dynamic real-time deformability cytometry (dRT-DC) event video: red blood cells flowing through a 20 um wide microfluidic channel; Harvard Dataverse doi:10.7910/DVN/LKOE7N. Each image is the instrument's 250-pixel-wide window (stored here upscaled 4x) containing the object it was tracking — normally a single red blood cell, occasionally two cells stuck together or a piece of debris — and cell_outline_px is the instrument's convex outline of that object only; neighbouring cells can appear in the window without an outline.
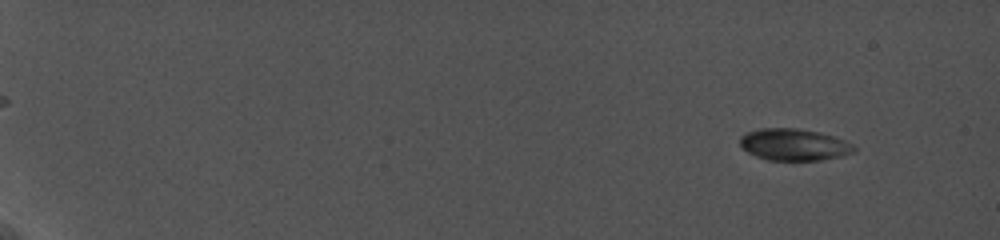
{"species": "common noctule bat (a hibernating species)", "species_latin": "Nyctalus noctula", "temperature_condition": "cold", "stored_images_in_passage": 37, "camera_frame_rate_fps": 5000, "um_per_image_px": 0.085, "animal": {"sex": "female", "body_mass_g": 19.0, "forearm_length_mm": 56.7}, "frame": {"image": 1, "passage_image": 3, "time_ms": 1.2, "image_size_px": [1000, 240], "cell_outline_px": [[856, 148], [852, 152], [844, 156], [820, 160], [768, 160], [756, 156], [748, 152], [740, 144], [740, 136], [744, 132], [760, 128], [796, 128], [820, 132], [844, 140], [852, 144]], "centroid_in_image_um": [67.47, 12.29], "position_along_channel_um": 17.5, "area_um2": 21.15}}
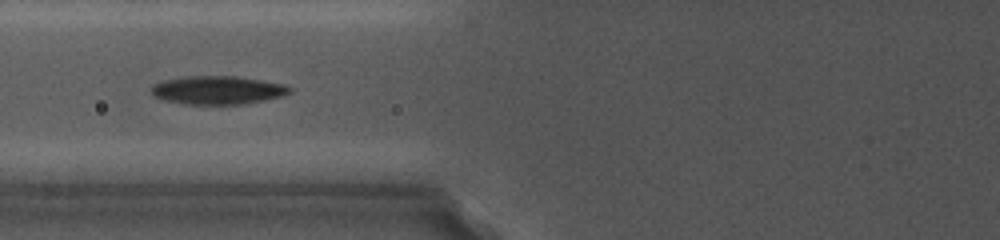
{"frame": {"image": 2, "passage_image": 18, "time_ms": 8.8, "image_size_px": [1000, 240], "cell_outline_px": [[292, 92], [280, 96], [264, 100], [244, 104], [184, 104], [164, 100], [156, 96], [152, 92], [152, 84], [164, 80], [184, 76], [236, 76], [284, 84], [292, 88]], "centroid_in_image_um": [18.5, 7.65], "position_along_channel_um": 107.3, "area_um2": 22.77}}
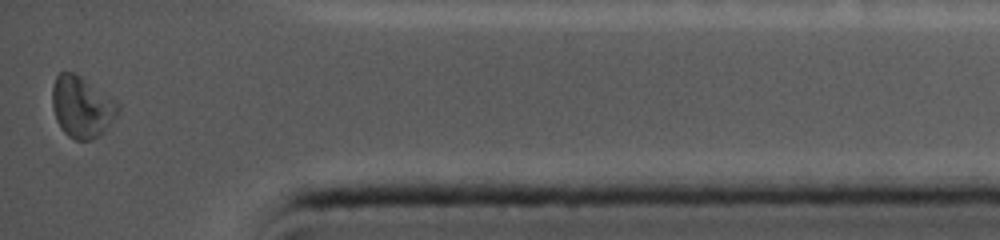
{"frame": {"image": 3, "passage_image": 37, "time_ms": 17.6, "image_size_px": [1000, 240], "cell_outline_px": [[120, 112], [92, 140], [76, 140], [68, 136], [60, 128], [56, 120], [52, 108], [52, 88], [56, 76], [60, 72], [72, 72], [80, 76], [120, 104]], "centroid_in_image_um": [6.91, 9.08], "position_along_channel_um": 428.3, "area_um2": 23.12}, "authors_computed_cell_mechanics": {"area_um2": 21.4438, "velocity_mm_per_s": 3.7439, "shape_relaxation_time_tau1_ms": null, "shape_relaxation_time_tau2_ms": 2.8605, "deformation_change_tau1": null, "deformation_change_tau2": 0.0632}}